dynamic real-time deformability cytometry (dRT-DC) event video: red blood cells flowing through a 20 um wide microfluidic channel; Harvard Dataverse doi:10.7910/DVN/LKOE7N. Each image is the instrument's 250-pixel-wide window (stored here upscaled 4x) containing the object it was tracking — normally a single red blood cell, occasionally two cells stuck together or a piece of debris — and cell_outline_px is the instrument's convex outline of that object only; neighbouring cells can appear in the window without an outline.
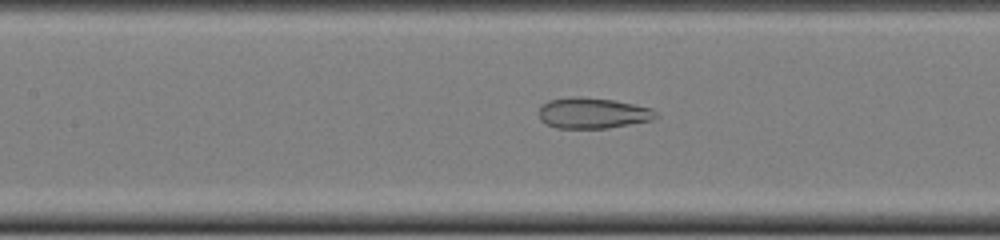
{"species": "common noctule bat (a hibernating species)", "species_latin": "Nyctalus noctula", "temperature_condition": "cold", "stored_images_in_passage": 50, "camera_frame_rate_fps": 3000, "um_per_image_px": 0.085, "animal": {"sex": "female", "body_mass_g": 22.0, "forearm_length_mm": 56.7}, "frame": {"image": 1, "passage_image": 22, "time_ms": 7.0, "image_size_px": [1000, 240], "cell_outline_px": [[660, 116], [652, 120], [608, 128], [556, 128], [540, 120], [540, 104], [548, 100], [572, 96], [580, 96], [612, 100], [652, 108]], "centroid_in_image_um": [50.38, 9.61], "position_along_channel_um": 157.0, "area_um2": 21.04}}
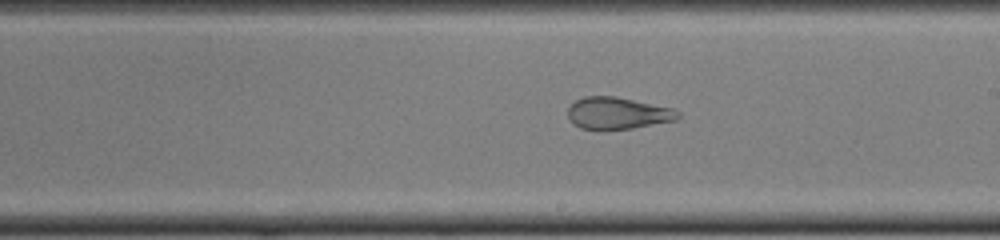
{"frame": {"image": 2, "passage_image": 28, "time_ms": 9.0, "image_size_px": [1000, 240], "cell_outline_px": [[680, 116], [676, 120], [632, 128], [580, 128], [572, 124], [568, 116], [568, 108], [576, 100], [584, 96], [616, 96], [672, 108], [680, 112]], "centroid_in_image_um": [52.5, 9.6], "position_along_channel_um": 236.5, "area_um2": 20.17}}
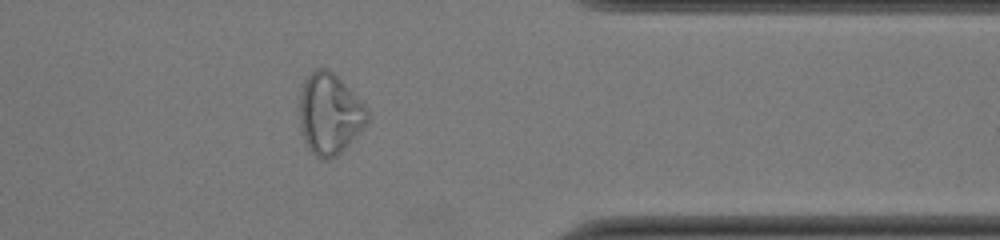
{"frame": {"image": 3, "passage_image": 40, "time_ms": 13.0, "image_size_px": [1000, 240], "cell_outline_px": [[368, 120], [360, 132], [336, 156], [328, 160], [324, 160], [316, 156], [308, 148], [300, 124], [300, 92], [304, 80], [316, 68], [324, 68], [332, 72], [368, 108]], "centroid_in_image_um": [28.01, 9.69], "position_along_channel_um": 383.4, "area_um2": 31.5}}